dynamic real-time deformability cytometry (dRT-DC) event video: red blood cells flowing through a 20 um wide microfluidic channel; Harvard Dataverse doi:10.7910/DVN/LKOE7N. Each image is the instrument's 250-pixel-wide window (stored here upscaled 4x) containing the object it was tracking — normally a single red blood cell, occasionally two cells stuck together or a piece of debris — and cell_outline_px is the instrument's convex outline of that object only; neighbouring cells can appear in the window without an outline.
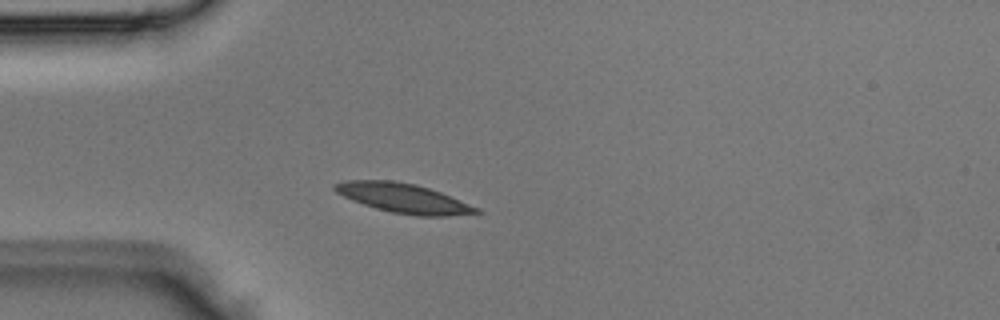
{"species": "Egyptian fruit bat (a non-hibernating species)", "species_latin": "Rousettus aegyptiacus", "temperature_condition": "room temperature", "stored_images_in_passage": 3, "camera_frame_rate_fps": 3000, "um_per_image_px": 0.085, "animal": {"sex": "male"}, "frame": {"image": 1, "passage_image": 3, "time_ms": 0.667, "image_size_px": [1000, 320], "cell_outline_px": [[484, 212], [448, 216], [416, 216], [392, 212], [376, 208], [352, 200], [336, 192], [332, 188], [332, 184], [344, 180], [392, 180], [416, 184], [440, 192], [480, 208]], "centroid_in_image_um": [34.29, 16.84], "position_along_channel_um": 50.7, "area_um2": 24.28}}